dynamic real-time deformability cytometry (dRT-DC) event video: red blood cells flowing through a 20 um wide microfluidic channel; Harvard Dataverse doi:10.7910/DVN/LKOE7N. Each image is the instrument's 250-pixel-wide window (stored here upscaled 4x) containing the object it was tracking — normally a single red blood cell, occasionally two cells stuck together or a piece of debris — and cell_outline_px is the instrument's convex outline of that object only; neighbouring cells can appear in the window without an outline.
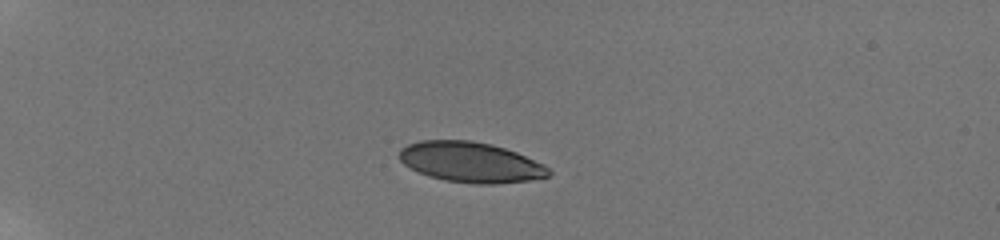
{"species": "human", "species_latin": "Homo sapiens", "temperature_condition": "room temperature", "stored_images_in_passage": 41, "camera_frame_rate_fps": 3000, "um_per_image_px": 0.085, "donor": {"sex": "male"}, "frame": {"image": 1, "passage_image": 1, "time_ms": 0.0, "image_size_px": [1000, 240], "cell_outline_px": [[552, 172], [548, 176], [528, 180], [496, 184], [476, 184], [444, 180], [428, 176], [404, 164], [400, 160], [400, 148], [408, 144], [420, 140], [472, 140], [492, 144], [516, 152], [544, 164]], "centroid_in_image_um": [40.01, 13.78], "position_along_channel_um": 45.0, "area_um2": 35.03}}
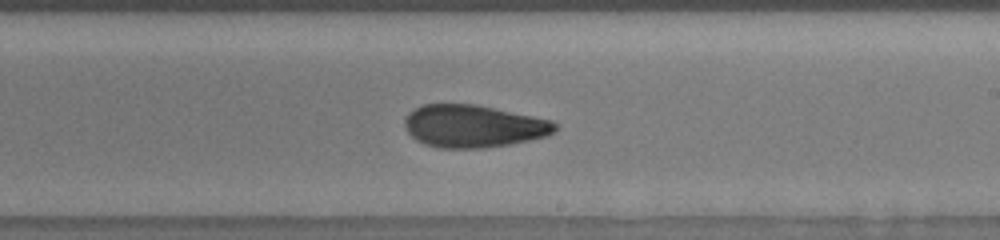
{"frame": {"image": 2, "passage_image": 22, "time_ms": 7.0, "image_size_px": [1000, 240], "cell_outline_px": [[556, 132], [548, 136], [508, 144], [484, 148], [440, 148], [424, 144], [416, 140], [404, 128], [404, 120], [408, 112], [420, 104], [476, 104], [552, 120], [556, 124]], "centroid_in_image_um": [40.21, 10.72], "position_along_channel_um": 248.8, "area_um2": 37.45}}
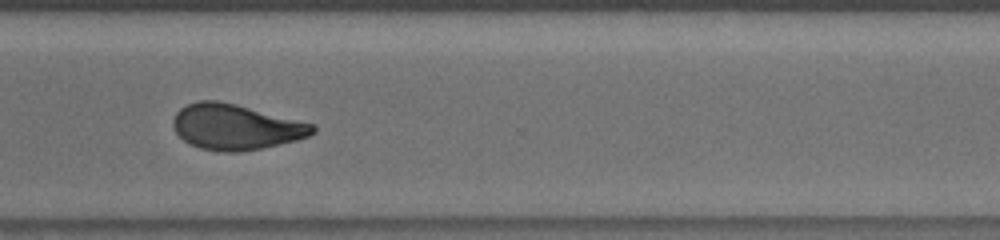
{"frame": {"image": 3, "passage_image": 30, "time_ms": 9.667, "image_size_px": [1000, 240], "cell_outline_px": [[316, 132], [308, 136], [296, 140], [260, 148], [240, 152], [216, 152], [200, 148], [184, 140], [176, 132], [172, 124], [172, 120], [176, 112], [180, 108], [188, 104], [200, 100], [216, 100], [236, 104], [316, 124]], "centroid_in_image_um": [20.04, 10.79], "position_along_channel_um": 350.6, "area_um2": 37.05}, "authors_computed_cell_mechanics": {"area_um2": 37.0498, "velocity_mm_per_s": 3.8205, "shape_relaxation_time_tau1_ms": 10.2657, "shape_relaxation_time_tau2_ms": 1.7035, "deformation_change_tau1": 0.2401, "deformation_change_tau2": 0.075}}